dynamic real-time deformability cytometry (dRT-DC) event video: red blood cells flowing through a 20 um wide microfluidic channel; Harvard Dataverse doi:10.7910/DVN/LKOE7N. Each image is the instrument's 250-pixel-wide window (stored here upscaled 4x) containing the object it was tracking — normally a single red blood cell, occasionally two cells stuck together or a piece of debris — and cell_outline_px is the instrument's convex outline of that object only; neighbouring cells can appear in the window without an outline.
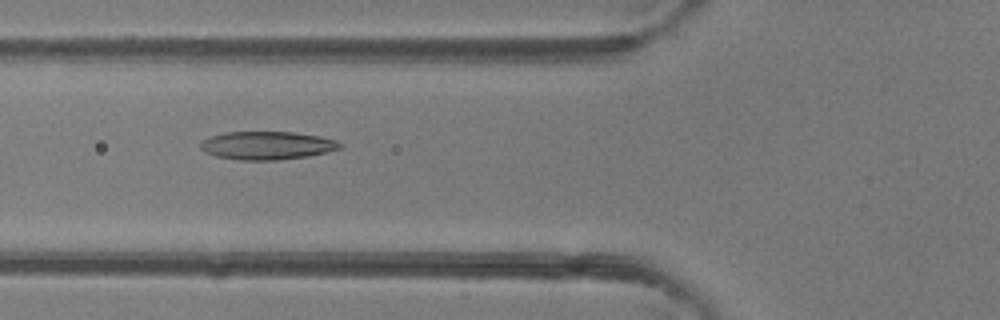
{"species": "common noctule bat (a hibernating species)", "species_latin": "Nyctalus noctula", "temperature_condition": "room temperature", "stored_images_in_passage": 6, "camera_frame_rate_fps": 3000, "um_per_image_px": 0.085, "animal": {"sex": "female"}, "frame": {"image": 1, "passage_image": 5, "time_ms": 4.667, "image_size_px": [1000, 320], "cell_outline_px": [[344, 144], [340, 148], [328, 152], [308, 156], [280, 160], [240, 160], [216, 156], [200, 148], [200, 144], [208, 136], [228, 132], [292, 132], [320, 136], [336, 140]], "centroid_in_image_um": [22.74, 12.36], "position_along_channel_um": 103.1, "area_um2": 22.89}}
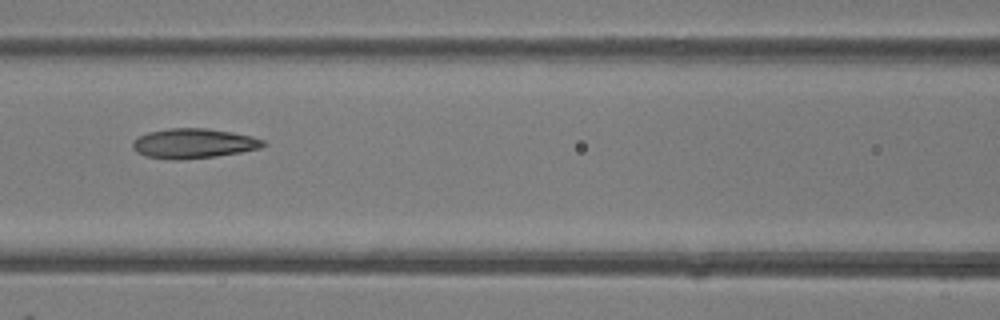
{"frame": {"image": 2, "passage_image": 6, "time_ms": 5.667, "image_size_px": [1000, 320], "cell_outline_px": [[268, 144], [260, 148], [240, 152], [216, 156], [176, 160], [172, 160], [144, 156], [136, 152], [132, 148], [132, 140], [148, 132], [168, 128], [208, 128], [232, 132], [252, 136], [264, 140]], "centroid_in_image_um": [16.44, 12.19], "position_along_channel_um": 150.2, "area_um2": 22.83}}